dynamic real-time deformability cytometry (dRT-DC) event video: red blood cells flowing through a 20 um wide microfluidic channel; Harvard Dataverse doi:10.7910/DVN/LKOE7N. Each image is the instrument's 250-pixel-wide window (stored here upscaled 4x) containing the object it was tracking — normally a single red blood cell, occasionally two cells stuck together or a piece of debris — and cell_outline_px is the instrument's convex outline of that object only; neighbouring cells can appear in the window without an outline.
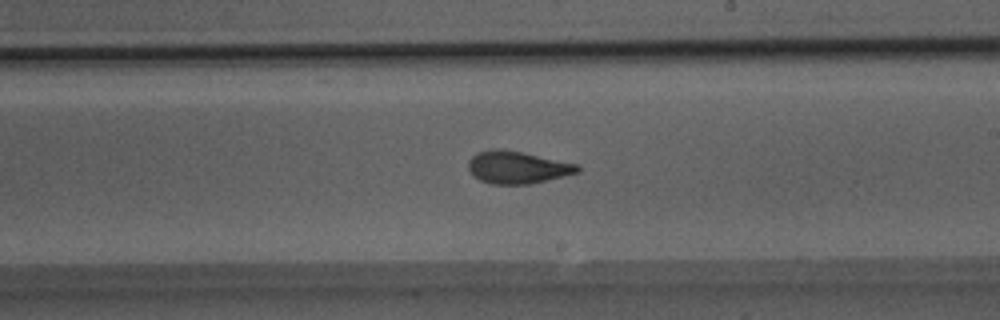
{"species": "Egyptian fruit bat (a non-hibernating species)", "species_latin": "Rousettus aegyptiacus", "temperature_condition": "room temperature", "stored_images_in_passage": 38, "camera_frame_rate_fps": 3000, "um_per_image_px": 0.085, "animal": {"sex": "male"}, "frame": {"image": 1, "passage_image": 17, "time_ms": 5.333, "image_size_px": [1000, 320], "cell_outline_px": [[580, 172], [528, 184], [488, 184], [472, 176], [468, 168], [468, 160], [476, 152], [488, 148], [496, 148], [520, 152], [580, 164]], "centroid_in_image_um": [43.93, 14.22], "position_along_channel_um": 245.1, "area_um2": 20.75}}
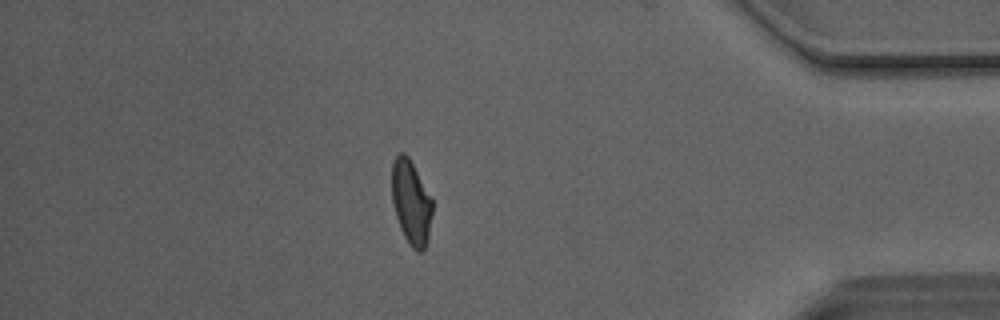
{"frame": {"image": 2, "passage_image": 31, "time_ms": 10.0, "image_size_px": [1000, 320], "cell_outline_px": [[432, 212], [428, 240], [424, 248], [420, 252], [416, 252], [408, 244], [400, 228], [396, 216], [392, 200], [392, 160], [400, 152], [404, 152], [408, 156], [432, 200]], "centroid_in_image_um": [34.93, 17.22], "position_along_channel_um": 400.3, "area_um2": 19.77}}
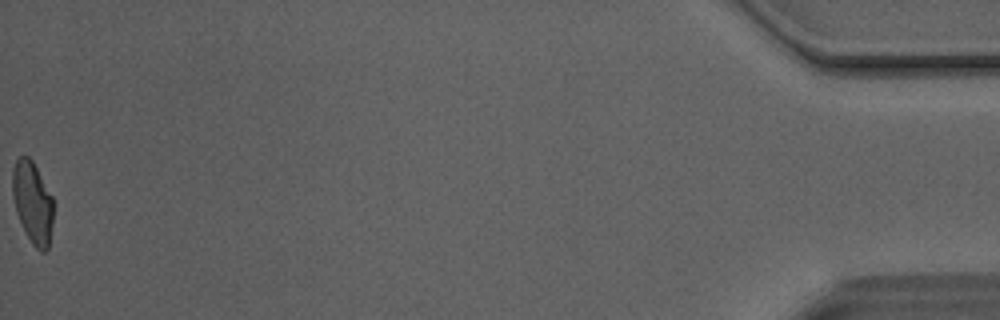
{"frame": {"image": 3, "passage_image": 38, "time_ms": 12.333, "image_size_px": [1000, 320], "cell_outline_px": [[52, 224], [48, 248], [44, 252], [40, 252], [32, 244], [16, 212], [12, 196], [12, 168], [16, 160], [20, 156], [28, 156], [32, 160], [52, 196]], "centroid_in_image_um": [2.75, 17.19], "position_along_channel_um": 432.4, "area_um2": 19.31}, "authors_computed_cell_mechanics": {"area_um2": 20.23, "velocity_mm_per_s": 4.1197, "shape_relaxation_time_tau1_ms": 5.7268, "shape_relaxation_time_tau2_ms": 1.126, "deformation_change_tau1": 0.1863, "deformation_change_tau2": 0.0697}}